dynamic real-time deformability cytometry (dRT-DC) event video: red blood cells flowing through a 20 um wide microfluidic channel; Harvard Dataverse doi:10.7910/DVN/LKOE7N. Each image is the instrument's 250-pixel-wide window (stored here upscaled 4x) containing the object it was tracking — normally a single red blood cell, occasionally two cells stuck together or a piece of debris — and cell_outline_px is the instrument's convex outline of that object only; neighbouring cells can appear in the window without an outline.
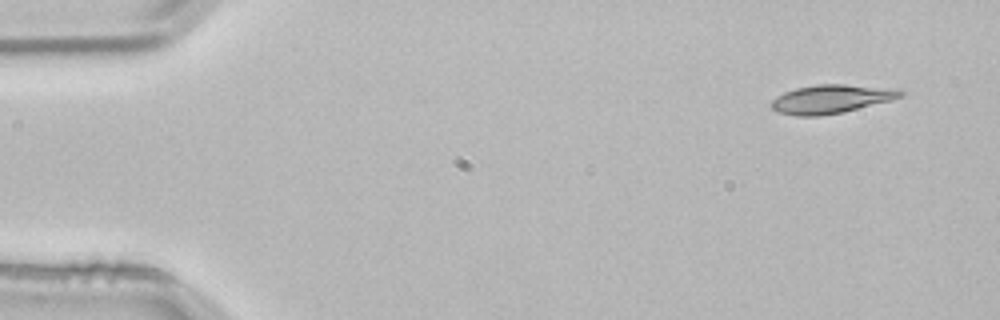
{"species": "common noctule bat (a hibernating species)", "species_latin": "Nyctalus noctula", "temperature_condition": "room temperature", "stored_images_in_passage": 3, "segment_of_instrument_passage": [2, 2], "camera_frame_rate_fps": 3000, "um_per_image_px": 0.085, "animal": {"sex": "male", "body_mass_g": 21.5, "forearm_length_mm": 52.0}, "frame": {"image": 1, "passage_image": 3, "time_ms": 0.667, "image_size_px": [1000, 320], "cell_outline_px": [[904, 96], [892, 100], [844, 112], [820, 116], [796, 116], [776, 112], [768, 104], [776, 96], [784, 92], [796, 88], [816, 84], [844, 84], [900, 88], [904, 92]], "centroid_in_image_um": [70.67, 8.41], "position_along_channel_um": 14.3, "area_um2": 22.02}}